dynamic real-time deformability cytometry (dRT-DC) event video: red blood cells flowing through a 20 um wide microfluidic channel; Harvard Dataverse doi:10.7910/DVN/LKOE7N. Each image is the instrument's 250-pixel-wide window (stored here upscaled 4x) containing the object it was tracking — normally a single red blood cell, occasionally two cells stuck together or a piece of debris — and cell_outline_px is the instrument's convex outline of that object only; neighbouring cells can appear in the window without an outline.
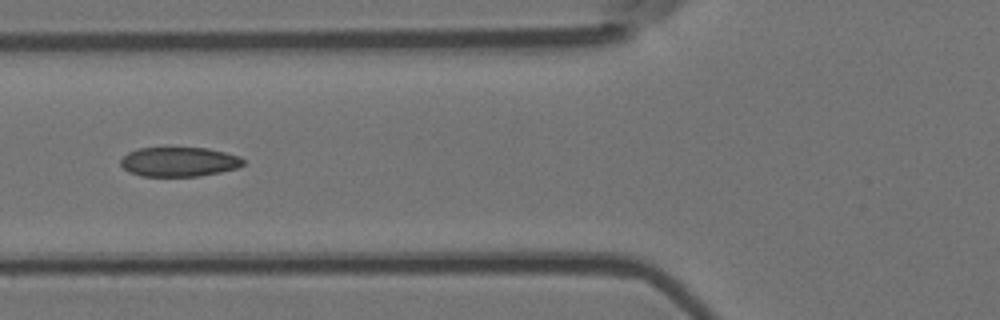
{"species": "Egyptian fruit bat (a non-hibernating species)", "species_latin": "Rousettus aegyptiacus", "temperature_condition": "room temperature", "stored_images_in_passage": 5, "camera_frame_rate_fps": 3000, "um_per_image_px": 0.085, "animal": {"sex": "female"}, "frame": {"image": 1, "passage_image": 3, "time_ms": 0.667, "image_size_px": [1000, 320], "cell_outline_px": [[244, 164], [236, 168], [220, 172], [200, 176], [140, 176], [128, 172], [120, 164], [120, 160], [128, 152], [136, 148], [208, 148], [240, 156], [244, 160]], "centroid_in_image_um": [15.2, 13.75], "position_along_channel_um": 110.6, "area_um2": 21.1}}
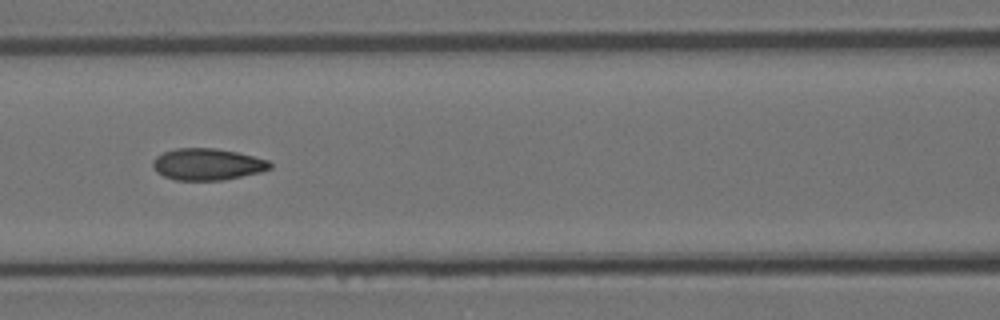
{"frame": {"image": 2, "passage_image": 4, "time_ms": 1.0, "image_size_px": [1000, 320], "cell_outline_px": [[272, 168], [260, 172], [224, 180], [176, 180], [164, 176], [156, 172], [152, 168], [152, 160], [156, 156], [164, 152], [176, 148], [212, 148], [236, 152], [268, 160], [272, 164]], "centroid_in_image_um": [17.6, 13.97], "position_along_channel_um": 149.0, "area_um2": 21.62}}
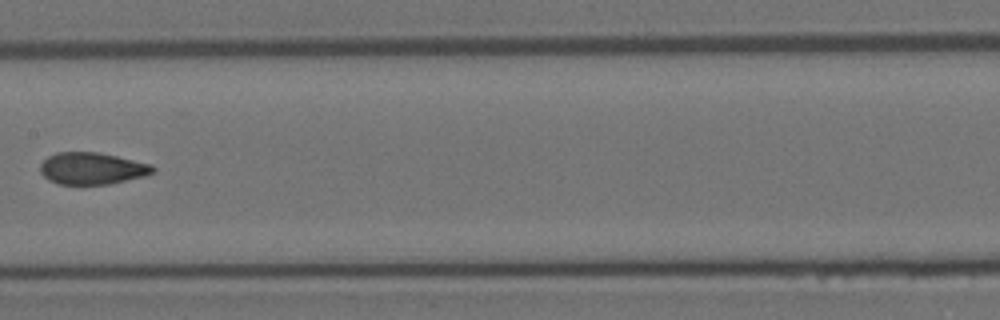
{"frame": {"image": 3, "passage_image": 5, "time_ms": 1.333, "image_size_px": [1000, 320], "cell_outline_px": [[156, 172], [144, 176], [108, 184], [60, 184], [48, 180], [40, 172], [40, 164], [48, 156], [56, 152], [96, 152], [116, 156], [152, 164], [156, 168]], "centroid_in_image_um": [7.83, 14.31], "position_along_channel_um": 199.6, "area_um2": 20.92}}